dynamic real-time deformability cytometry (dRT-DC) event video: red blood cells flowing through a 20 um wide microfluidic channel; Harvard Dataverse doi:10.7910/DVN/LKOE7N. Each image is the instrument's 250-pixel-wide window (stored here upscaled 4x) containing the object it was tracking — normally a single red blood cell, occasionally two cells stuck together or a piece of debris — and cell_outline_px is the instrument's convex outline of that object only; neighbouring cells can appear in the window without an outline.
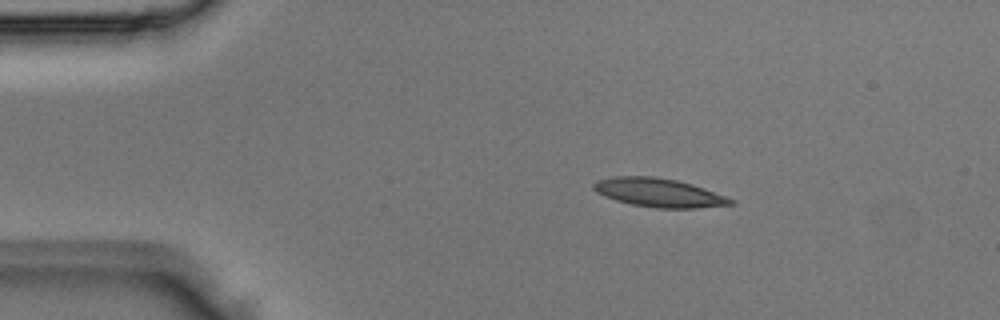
{"species": "Egyptian fruit bat (a non-hibernating species)", "species_latin": "Rousettus aegyptiacus", "temperature_condition": "room temperature", "stored_images_in_passage": 2, "camera_frame_rate_fps": 3000, "um_per_image_px": 0.085, "animal": {"sex": "male"}, "frame": {"image": 1, "passage_image": 1, "time_ms": 0.0, "image_size_px": [1000, 320], "cell_outline_px": [[736, 204], [696, 208], [660, 208], [632, 204], [616, 200], [604, 196], [596, 192], [592, 188], [592, 184], [596, 180], [612, 176], [652, 176], [676, 180], [692, 184], [704, 188], [736, 200]], "centroid_in_image_um": [55.99, 16.37], "position_along_channel_um": 29.0, "area_um2": 22.95}}